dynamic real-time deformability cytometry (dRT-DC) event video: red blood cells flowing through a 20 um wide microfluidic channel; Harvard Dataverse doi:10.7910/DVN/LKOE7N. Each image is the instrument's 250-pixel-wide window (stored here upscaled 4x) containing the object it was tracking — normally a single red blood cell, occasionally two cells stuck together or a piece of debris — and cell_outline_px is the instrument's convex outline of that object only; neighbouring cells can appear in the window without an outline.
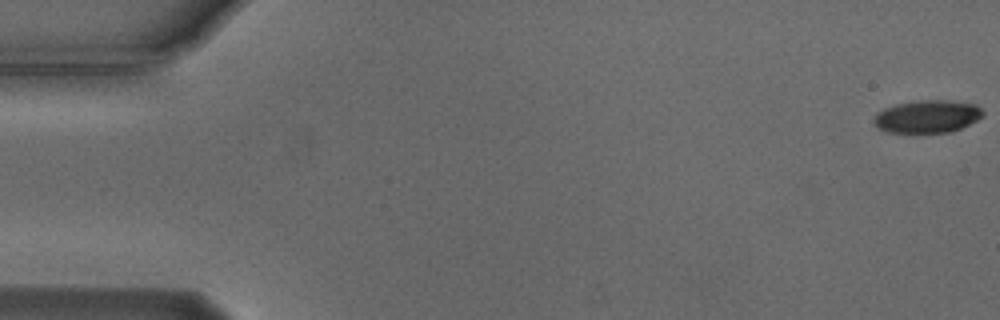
{"species": "Egyptian fruit bat (a non-hibernating species)", "species_latin": "Rousettus aegyptiacus", "temperature_condition": "cold", "stored_images_in_passage": 55, "camera_frame_rate_fps": 3000, "um_per_image_px": 0.085, "animal": {"sex": "male"}, "frame": {"image": 1, "passage_image": 1, "time_ms": 0.0, "image_size_px": [1000, 320], "cell_outline_px": [[984, 116], [952, 132], [888, 132], [880, 128], [872, 120], [876, 112], [884, 108], [896, 104], [920, 100], [944, 100], [976, 104], [984, 112]], "centroid_in_image_um": [78.82, 9.89], "position_along_channel_um": 6.2, "area_um2": 20.63}}
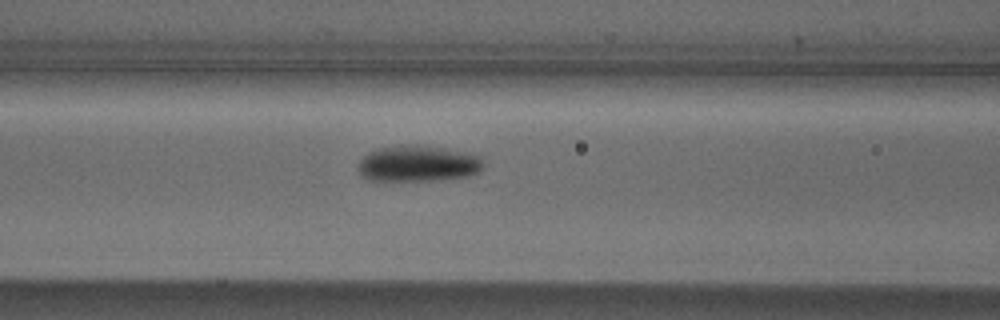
{"frame": {"image": 2, "passage_image": 23, "time_ms": 7.333, "image_size_px": [1000, 320], "cell_outline_px": [[484, 168], [468, 176], [436, 180], [368, 180], [360, 172], [356, 164], [368, 152], [376, 148], [400, 144], [416, 144], [468, 152], [480, 156], [484, 160]], "centroid_in_image_um": [35.53, 13.88], "position_along_channel_um": 131.1, "area_um2": 26.65}}
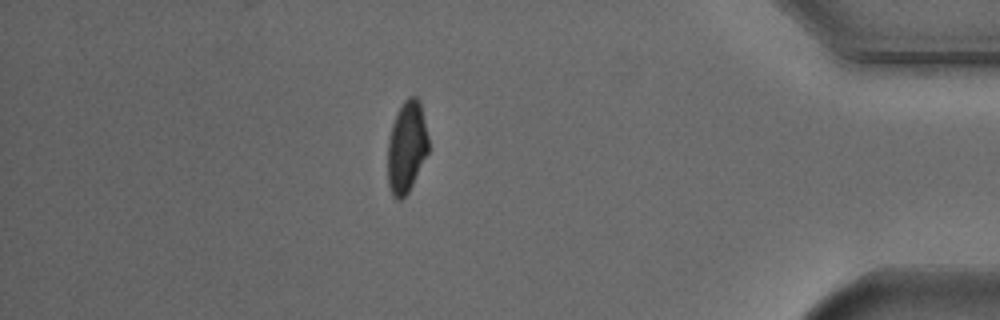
{"frame": {"image": 3, "passage_image": 48, "time_ms": 15.667, "image_size_px": [1000, 320], "cell_outline_px": [[428, 152], [408, 192], [400, 200], [396, 200], [392, 196], [388, 184], [388, 140], [392, 124], [396, 112], [404, 100], [408, 96], [416, 96], [420, 100], [428, 136]], "centroid_in_image_um": [34.55, 12.47], "position_along_channel_um": 400.6, "area_um2": 21.79}, "authors_computed_cell_mechanics": {"area_um2": 23.2934, "velocity_mm_per_s": 3.745, "shape_relaxation_time_tau1_ms": 2.525, "shape_relaxation_time_tau2_ms": 9.1503, "deformation_change_tau1": 0.1182, "deformation_change_tau2": 0.1086}}